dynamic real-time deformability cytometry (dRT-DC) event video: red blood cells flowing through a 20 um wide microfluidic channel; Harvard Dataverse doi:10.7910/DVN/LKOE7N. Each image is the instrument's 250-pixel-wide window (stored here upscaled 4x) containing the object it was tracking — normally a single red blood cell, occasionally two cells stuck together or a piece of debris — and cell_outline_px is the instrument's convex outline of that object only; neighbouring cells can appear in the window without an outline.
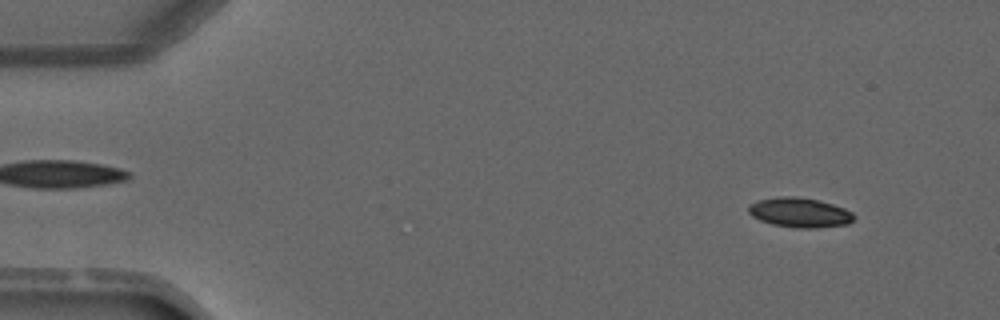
{"species": "common noctule bat (a hibernating species)", "species_latin": "Nyctalus noctula", "temperature_condition": "warm", "stored_images_in_passage": 3, "camera_frame_rate_fps": 3000, "um_per_image_px": 0.085, "animal": {"sex": "male", "forearm_length_mm": 52.5}, "frame": {"image": 1, "passage_image": 1, "time_ms": 0.0, "image_size_px": [1000, 320], "cell_outline_px": [[856, 216], [848, 224], [816, 228], [796, 228], [772, 224], [760, 220], [752, 216], [748, 212], [748, 204], [760, 200], [776, 196], [796, 196], [816, 200], [832, 204], [844, 208], [852, 212]], "centroid_in_image_um": [67.96, 18.07], "position_along_channel_um": 17.0, "area_um2": 18.26}}
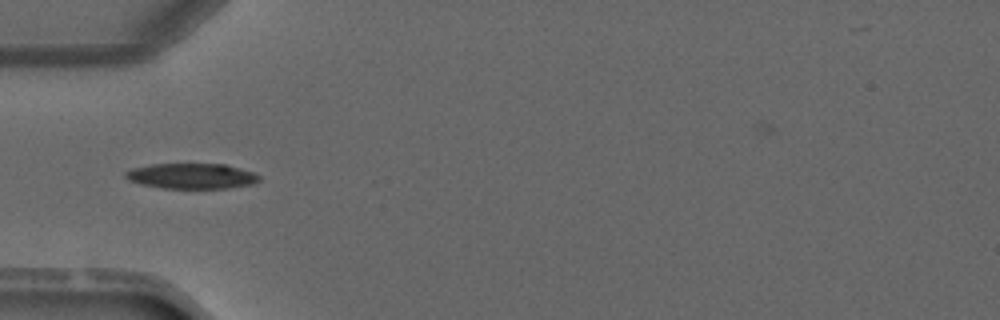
{"frame": {"image": 2, "passage_image": 3, "time_ms": 3.333, "image_size_px": [1000, 320], "cell_outline_px": [[260, 180], [252, 184], [224, 188], [164, 188], [140, 184], [128, 180], [124, 176], [124, 172], [132, 168], [152, 164], [224, 164], [240, 168], [252, 172], [260, 176]], "centroid_in_image_um": [16.25, 14.96], "position_along_channel_um": 68.7, "area_um2": 19.71}}